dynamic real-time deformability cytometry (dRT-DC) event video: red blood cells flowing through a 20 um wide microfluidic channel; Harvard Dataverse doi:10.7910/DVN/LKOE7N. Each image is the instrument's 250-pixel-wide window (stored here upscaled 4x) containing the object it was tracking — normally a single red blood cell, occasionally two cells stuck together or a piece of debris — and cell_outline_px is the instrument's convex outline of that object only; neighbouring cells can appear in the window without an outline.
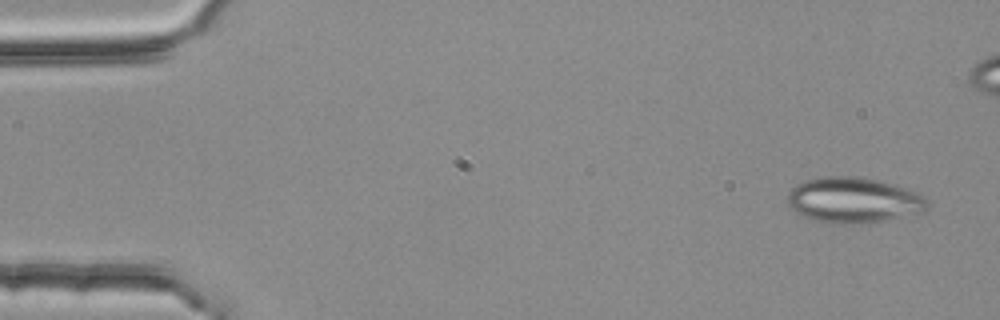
{"species": "common noctule bat (a hibernating species)", "species_latin": "Nyctalus noctula", "temperature_condition": "room temperature", "stored_images_in_passage": 5, "camera_frame_rate_fps": 3000, "um_per_image_px": 0.085, "animal": {"sex": "female", "body_mass_g": 25.1}, "frame": {"image": 1, "passage_image": 1, "time_ms": 0.0, "image_size_px": [1000, 320], "cell_outline_px": [[928, 208], [924, 212], [868, 224], [828, 224], [812, 220], [796, 212], [788, 204], [788, 192], [796, 184], [804, 180], [824, 176], [852, 176], [876, 180], [892, 184], [920, 192], [928, 200]], "centroid_in_image_um": [72.57, 17.03], "position_along_channel_um": 12.4, "area_um2": 37.69}}